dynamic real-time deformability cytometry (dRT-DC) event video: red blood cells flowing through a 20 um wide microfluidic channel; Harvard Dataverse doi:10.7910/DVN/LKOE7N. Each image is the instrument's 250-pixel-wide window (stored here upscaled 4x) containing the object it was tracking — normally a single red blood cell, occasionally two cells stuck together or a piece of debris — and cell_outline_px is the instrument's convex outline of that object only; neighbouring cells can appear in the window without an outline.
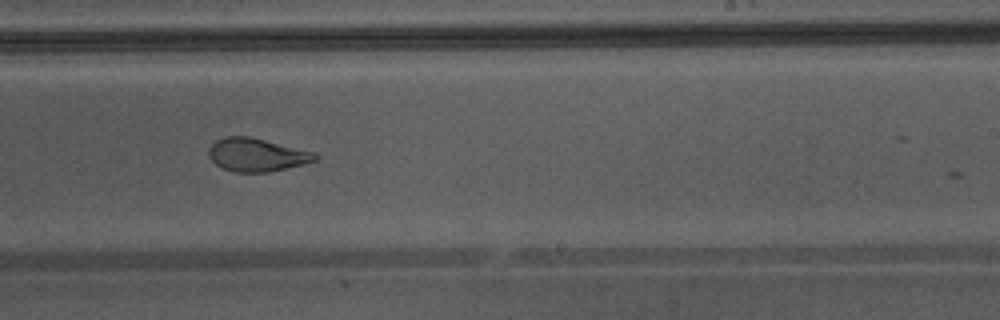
{"species": "Egyptian fruit bat (a non-hibernating species)", "species_latin": "Rousettus aegyptiacus", "temperature_condition": "warm", "stored_images_in_passage": 41, "camera_frame_rate_fps": 3000, "um_per_image_px": 0.085, "animal": {"sex": "male"}, "frame": {"image": 1, "passage_image": 24, "time_ms": 7.667, "image_size_px": [1000, 320], "cell_outline_px": [[320, 156], [316, 160], [304, 164], [268, 172], [236, 172], [224, 168], [216, 164], [208, 156], [208, 148], [216, 140], [224, 136], [248, 136], [316, 152]], "centroid_in_image_um": [21.83, 13.15], "position_along_channel_um": 267.2, "area_um2": 20.58}, "authors_computed_cell_mechanics": {"area_um2": 24.1026, "velocity_mm_per_s": 4.3305, "shape_relaxation_time_tau1_ms": 8.6331, "shape_relaxation_time_tau2_ms": 1.1899, "deformation_change_tau1": 0.275, "deformation_change_tau2": 0.0796}}